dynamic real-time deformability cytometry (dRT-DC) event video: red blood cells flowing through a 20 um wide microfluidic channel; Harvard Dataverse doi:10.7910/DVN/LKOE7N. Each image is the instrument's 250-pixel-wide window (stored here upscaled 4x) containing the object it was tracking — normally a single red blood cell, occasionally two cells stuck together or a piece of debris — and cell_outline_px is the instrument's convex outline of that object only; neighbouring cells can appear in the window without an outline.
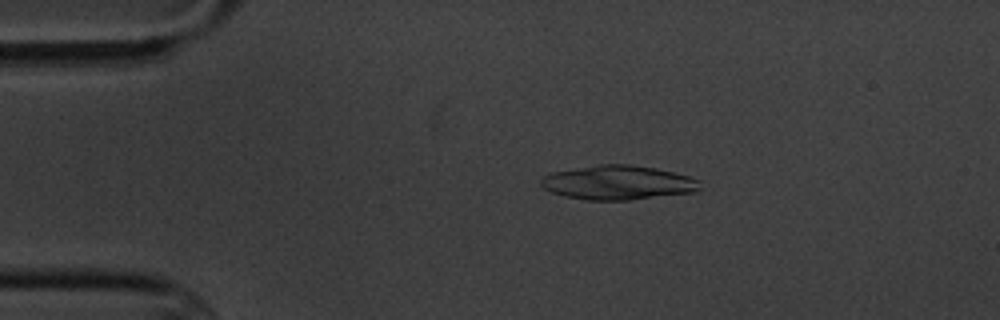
{"species": "common noctule bat (a hibernating species)", "species_latin": "Nyctalus noctula", "temperature_condition": "cold", "stored_images_in_passage": 5, "camera_frame_rate_fps": 3000, "um_per_image_px": 0.085, "animal": {"sex": "male", "body_mass_g": 20.1, "forearm_length_mm": 53.5}, "frame": {"image": 1, "passage_image": 2, "time_ms": 1.333, "image_size_px": [1000, 320], "cell_outline_px": [[700, 188], [696, 192], [632, 200], [588, 200], [564, 196], [552, 192], [544, 188], [540, 184], [540, 180], [544, 176], [552, 172], [600, 164], [632, 164], [656, 168], [688, 176], [700, 180]], "centroid_in_image_um": [52.55, 15.52], "position_along_channel_um": 32.5, "area_um2": 31.85}}